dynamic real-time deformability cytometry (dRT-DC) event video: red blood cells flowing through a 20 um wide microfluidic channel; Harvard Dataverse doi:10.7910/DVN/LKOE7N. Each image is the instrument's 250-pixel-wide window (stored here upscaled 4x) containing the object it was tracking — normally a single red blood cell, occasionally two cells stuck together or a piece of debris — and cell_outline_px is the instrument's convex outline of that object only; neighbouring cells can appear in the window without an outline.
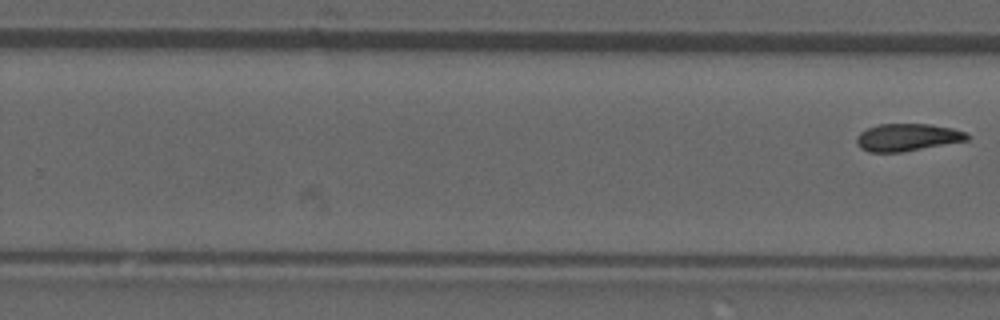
{"species": "common noctule bat (a hibernating species)", "species_latin": "Nyctalus noctula", "temperature_condition": "room temperature", "stored_images_in_passage": 10, "segment_of_instrument_passage": [2, 2], "camera_frame_rate_fps": 3000, "um_per_image_px": 0.085, "animal": {"sex": "male", "forearm_length_mm": 52.5}, "frame": {"image": 1, "passage_image": 10, "time_ms": 3.0, "image_size_px": [1000, 320], "cell_outline_px": [[968, 140], [904, 152], [868, 152], [860, 148], [856, 144], [856, 136], [860, 132], [868, 128], [880, 124], [928, 124], [952, 128], [968, 132]], "centroid_in_image_um": [77.1, 11.68], "position_along_channel_um": 252.7, "area_um2": 17.74}}